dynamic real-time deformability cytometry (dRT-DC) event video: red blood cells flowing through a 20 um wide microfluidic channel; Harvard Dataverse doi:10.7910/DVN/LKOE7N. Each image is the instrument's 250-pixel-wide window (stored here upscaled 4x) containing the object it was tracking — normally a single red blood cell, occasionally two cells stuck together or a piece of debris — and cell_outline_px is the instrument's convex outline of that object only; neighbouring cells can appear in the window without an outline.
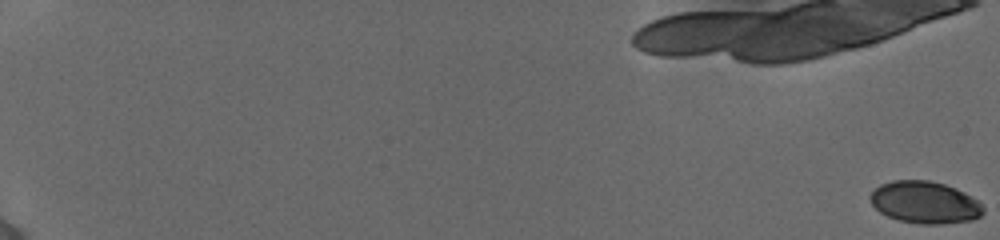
{"species": "human", "species_latin": "Homo sapiens", "temperature_condition": "cold", "stored_images_in_passage": 58, "camera_frame_rate_fps": 3000, "um_per_image_px": 0.085, "donor": {"sex": "female"}, "frame": {"image": 1, "passage_image": 1, "time_ms": 0.0, "image_size_px": [1000, 240], "cell_outline_px": [[984, 212], [980, 216], [972, 220], [936, 224], [920, 224], [900, 220], [888, 216], [880, 212], [872, 204], [868, 196], [880, 184], [892, 180], [928, 180], [944, 184], [956, 188], [964, 192], [976, 200], [984, 208]], "centroid_in_image_um": [78.59, 17.19], "position_along_channel_um": 6.4, "area_um2": 27.57}}
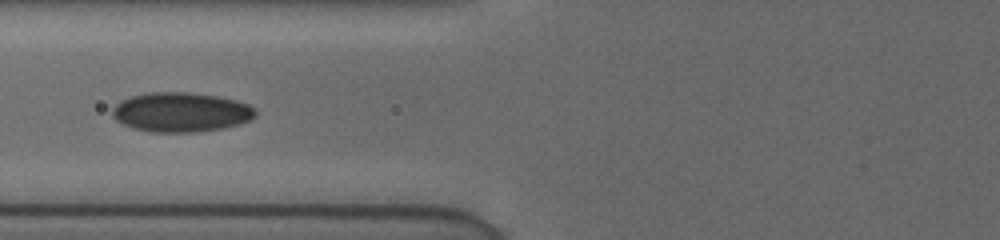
{"frame": {"image": 2, "passage_image": 28, "time_ms": 9.0, "image_size_px": [1000, 240], "cell_outline_px": [[256, 116], [252, 120], [240, 124], [224, 128], [196, 132], [152, 132], [132, 128], [116, 120], [112, 116], [112, 108], [120, 100], [132, 96], [148, 92], [188, 92], [216, 96], [236, 100], [248, 104], [256, 112]], "centroid_in_image_um": [15.38, 9.54], "position_along_channel_um": 110.4, "area_um2": 33.12}}
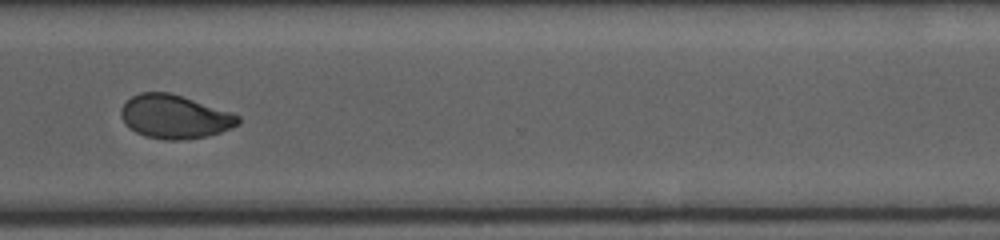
{"frame": {"image": 3, "passage_image": 47, "time_ms": 15.333, "image_size_px": [1000, 240], "cell_outline_px": [[240, 124], [220, 132], [208, 136], [180, 140], [164, 140], [144, 136], [128, 128], [124, 124], [120, 116], [120, 108], [132, 96], [140, 92], [168, 92], [232, 112], [240, 116]], "centroid_in_image_um": [14.82, 9.93], "position_along_channel_um": 355.8, "area_um2": 29.88}, "authors_computed_cell_mechanics": {"area_um2": 29.5647, "velocity_mm_per_s": 3.8762, "shape_relaxation_time_tau1_ms": null, "shape_relaxation_time_tau2_ms": 1.5383, "deformation_change_tau1": null, "deformation_change_tau2": 0.0486}}